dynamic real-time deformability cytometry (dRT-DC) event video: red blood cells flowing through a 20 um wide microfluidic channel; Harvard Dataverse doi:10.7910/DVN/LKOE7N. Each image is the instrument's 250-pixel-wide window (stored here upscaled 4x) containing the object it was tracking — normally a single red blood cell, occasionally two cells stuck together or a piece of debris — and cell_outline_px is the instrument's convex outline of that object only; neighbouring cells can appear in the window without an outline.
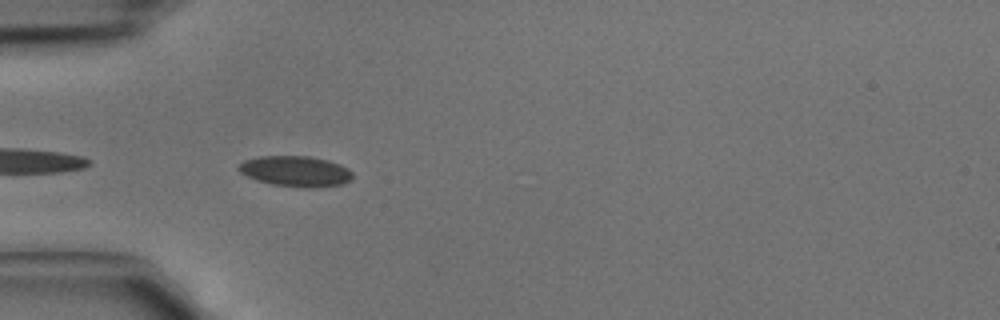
{"species": "common noctule bat (a hibernating species)", "species_latin": "Nyctalus noctula", "temperature_condition": "cold", "stored_images_in_passage": 5, "camera_frame_rate_fps": 3000, "um_per_image_px": 0.085, "animal": {"sex": "male", "body_mass_g": 15.6}, "frame": {"image": 1, "passage_image": 4, "time_ms": 1.0, "image_size_px": [1000, 320], "cell_outline_px": [[352, 180], [344, 184], [308, 188], [272, 184], [256, 180], [240, 172], [236, 168], [244, 160], [256, 156], [308, 156], [328, 160], [340, 164], [348, 168], [352, 172]], "centroid_in_image_um": [25.13, 14.55], "position_along_channel_um": 59.9, "area_um2": 20.4}}